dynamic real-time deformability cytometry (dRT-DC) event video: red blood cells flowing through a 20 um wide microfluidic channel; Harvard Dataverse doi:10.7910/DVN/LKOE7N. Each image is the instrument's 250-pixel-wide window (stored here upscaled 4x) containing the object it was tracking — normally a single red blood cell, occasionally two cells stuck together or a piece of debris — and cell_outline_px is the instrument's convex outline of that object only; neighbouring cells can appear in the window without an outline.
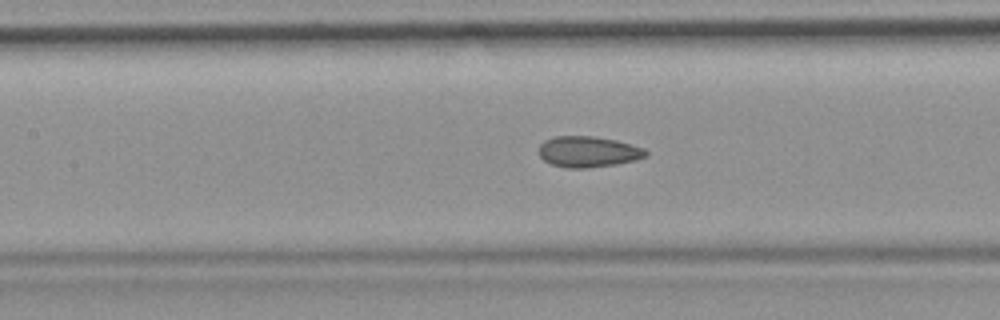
{"species": "common noctule bat (a hibernating species)", "species_latin": "Nyctalus noctula", "temperature_condition": "room temperature", "stored_images_in_passage": 53, "camera_frame_rate_fps": 3000, "um_per_image_px": 0.085, "animal": {"sex": "female", "body_mass_g": 19.9}, "frame": {"image": 1, "passage_image": 23, "time_ms": 7.333, "image_size_px": [1000, 320], "cell_outline_px": [[648, 156], [636, 160], [616, 164], [588, 168], [568, 168], [552, 164], [544, 160], [536, 152], [540, 144], [544, 140], [556, 136], [596, 136], [616, 140], [644, 148], [648, 152]], "centroid_in_image_um": [49.98, 12.89], "position_along_channel_um": 157.4, "area_um2": 19.48}, "authors_computed_cell_mechanics": {"area_um2": 19.4208, "velocity_mm_per_s": 3.8133, "shape_relaxation_time_tau1_ms": null, "shape_relaxation_time_tau2_ms": 1.5509, "deformation_change_tau1": null, "deformation_change_tau2": 0.074}}